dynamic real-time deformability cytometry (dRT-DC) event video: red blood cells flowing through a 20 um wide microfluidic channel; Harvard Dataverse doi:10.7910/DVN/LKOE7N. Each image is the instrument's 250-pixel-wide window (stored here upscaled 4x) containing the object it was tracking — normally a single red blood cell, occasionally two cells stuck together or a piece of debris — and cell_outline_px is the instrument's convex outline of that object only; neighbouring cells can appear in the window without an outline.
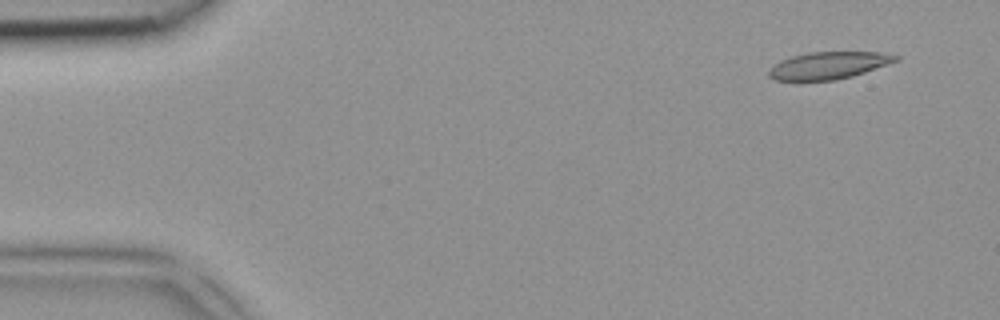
{"species": "common noctule bat (a hibernating species)", "species_latin": "Nyctalus noctula", "temperature_condition": "room temperature", "stored_images_in_passage": 4, "camera_frame_rate_fps": 3000, "um_per_image_px": 0.085, "animal": {"sex": "female", "body_mass_g": 18.4}, "frame": {"image": 1, "passage_image": 1, "time_ms": 0.0, "image_size_px": [1000, 320], "cell_outline_px": [[900, 60], [852, 76], [836, 80], [776, 80], [768, 76], [768, 72], [780, 60], [792, 56], [808, 52], [880, 52], [900, 56]], "centroid_in_image_um": [70.45, 5.55], "position_along_channel_um": 14.5, "area_um2": 19.94}}
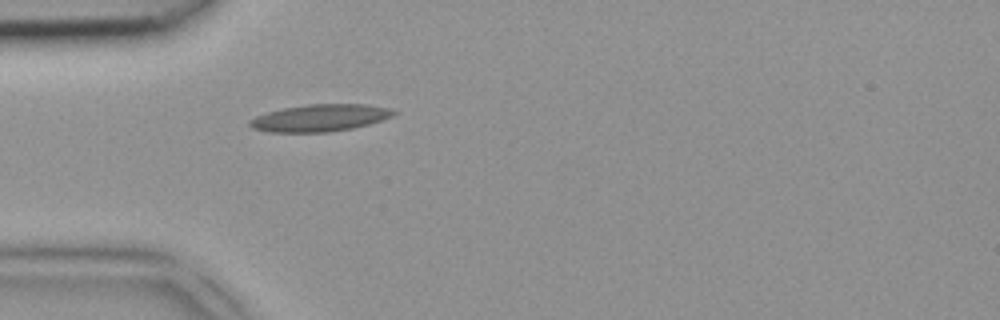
{"frame": {"image": 2, "passage_image": 4, "time_ms": 1.0, "image_size_px": [1000, 320], "cell_outline_px": [[396, 112], [392, 116], [368, 124], [352, 128], [328, 132], [268, 132], [252, 128], [248, 124], [248, 120], [256, 116], [268, 112], [284, 108], [308, 104], [364, 104], [388, 108]], "centroid_in_image_um": [27.14, 10.02], "position_along_channel_um": 57.9, "area_um2": 22.48}}